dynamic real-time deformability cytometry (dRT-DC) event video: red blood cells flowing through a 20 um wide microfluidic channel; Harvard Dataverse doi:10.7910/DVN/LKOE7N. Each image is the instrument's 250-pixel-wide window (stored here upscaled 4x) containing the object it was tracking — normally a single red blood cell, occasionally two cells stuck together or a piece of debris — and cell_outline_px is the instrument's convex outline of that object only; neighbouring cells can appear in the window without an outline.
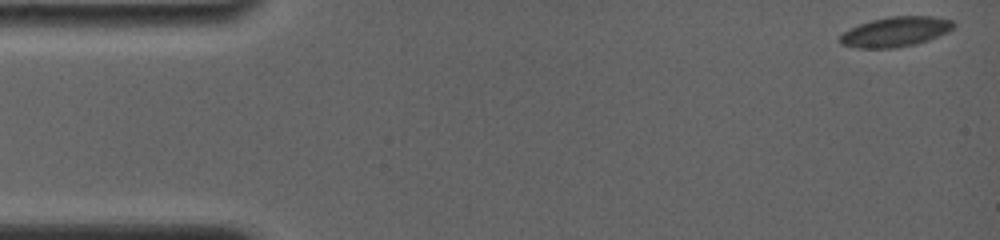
{"species": "common noctule bat (a hibernating species)", "species_latin": "Nyctalus noctula", "temperature_condition": "room temperature", "stored_images_in_passage": 57, "camera_frame_rate_fps": 4000, "um_per_image_px": 0.085, "animal": {"sex": "female", "body_mass_g": 19.0, "forearm_length_mm": 56.7}, "frame": {"image": 1, "passage_image": 1, "time_ms": 0.0, "image_size_px": [1000, 240], "cell_outline_px": [[956, 24], [948, 32], [928, 40], [916, 44], [896, 48], [856, 48], [840, 44], [840, 36], [844, 32], [860, 24], [872, 20], [888, 16], [932, 16], [952, 20]], "centroid_in_image_um": [76.13, 2.7], "position_along_channel_um": 8.9, "area_um2": 19.77}}
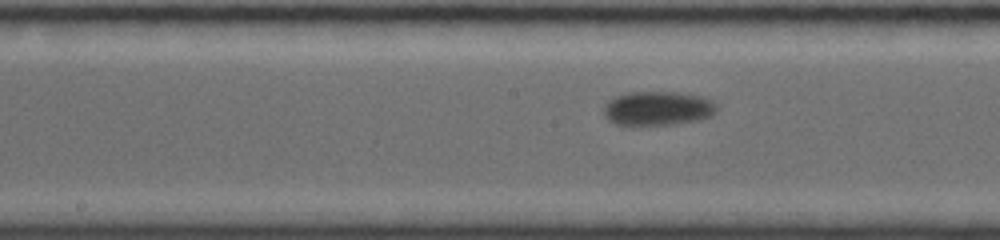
{"frame": {"image": 2, "passage_image": 31, "time_ms": 8.5, "image_size_px": [1000, 240], "cell_outline_px": [[720, 104], [716, 112], [712, 116], [700, 120], [672, 124], [616, 124], [608, 120], [604, 116], [604, 104], [608, 100], [616, 96], [628, 92], [676, 92], [700, 96], [712, 100]], "centroid_in_image_um": [55.95, 9.2], "position_along_channel_um": 192.2, "area_um2": 22.6}}
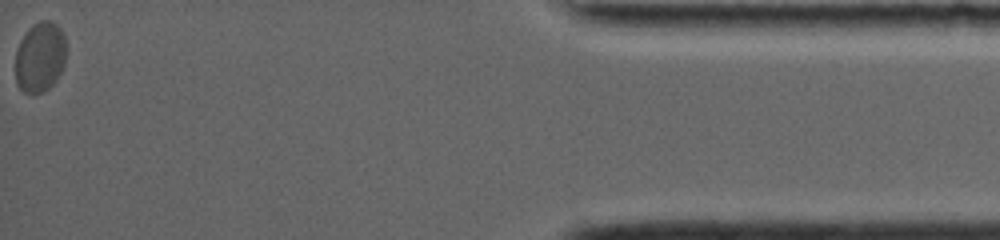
{"frame": {"image": 3, "passage_image": 57, "time_ms": 17.25, "image_size_px": [1000, 240], "cell_outline_px": [[64, 64], [56, 80], [44, 92], [24, 92], [16, 84], [16, 52], [20, 40], [28, 28], [40, 20], [52, 20], [60, 28], [64, 36]], "centroid_in_image_um": [3.38, 4.83], "position_along_channel_um": 431.8, "area_um2": 20.58}, "authors_computed_cell_mechanics": {"area_um2": 20.9814, "velocity_mm_per_s": 3.5865, "shape_relaxation_time_tau1_ms": 1.6614, "shape_relaxation_time_tau2_ms": null, "deformation_change_tau1": 0.0284, "deformation_change_tau2": null}}